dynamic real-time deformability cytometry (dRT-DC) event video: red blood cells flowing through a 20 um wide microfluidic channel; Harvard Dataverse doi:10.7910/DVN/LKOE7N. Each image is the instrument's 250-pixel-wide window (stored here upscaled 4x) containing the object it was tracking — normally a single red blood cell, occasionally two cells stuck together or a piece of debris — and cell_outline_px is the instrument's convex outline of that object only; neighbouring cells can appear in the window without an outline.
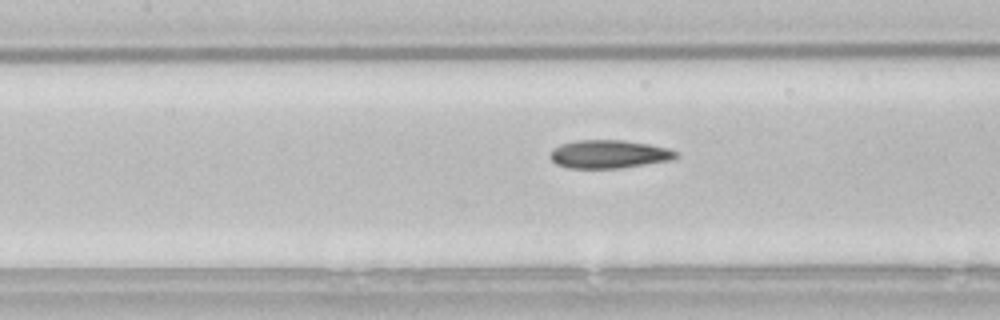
{"species": "common noctule bat (a hibernating species)", "species_latin": "Nyctalus noctula", "temperature_condition": "room temperature", "stored_images_in_passage": 13, "camera_frame_rate_fps": 3000, "um_per_image_px": 0.085, "animal": {"sex": "male", "body_mass_g": 21.5, "forearm_length_mm": 52.0}, "frame": {"image": 1, "passage_image": 10, "time_ms": 3.0, "image_size_px": [1000, 320], "cell_outline_px": [[680, 156], [672, 160], [620, 168], [568, 168], [556, 164], [548, 156], [552, 148], [560, 144], [576, 140], [624, 140], [648, 144], [668, 148], [676, 152]], "centroid_in_image_um": [51.73, 13.1], "position_along_channel_um": 155.7, "area_um2": 20.87}}